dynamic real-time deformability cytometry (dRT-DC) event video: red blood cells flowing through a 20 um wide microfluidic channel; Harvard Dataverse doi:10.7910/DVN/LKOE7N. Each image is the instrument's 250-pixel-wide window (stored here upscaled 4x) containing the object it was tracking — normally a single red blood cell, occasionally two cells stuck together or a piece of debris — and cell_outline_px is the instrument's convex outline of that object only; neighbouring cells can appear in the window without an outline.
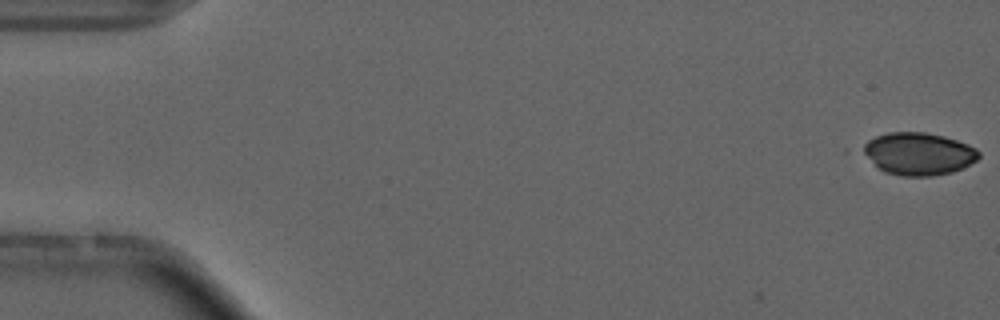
{"species": "common noctule bat (a hibernating species)", "species_latin": "Nyctalus noctula", "temperature_condition": "cold", "stored_images_in_passage": 5, "camera_frame_rate_fps": 3000, "um_per_image_px": 0.085, "animal": {"sex": "male", "forearm_length_mm": 52.5}, "frame": {"image": 1, "passage_image": 1, "time_ms": 0.0, "image_size_px": [1000, 320], "cell_outline_px": [[980, 156], [976, 160], [964, 168], [952, 172], [932, 176], [900, 176], [884, 172], [860, 152], [856, 148], [868, 140], [876, 136], [888, 132], [924, 132], [944, 136], [968, 144], [976, 148], [980, 152]], "centroid_in_image_um": [78.03, 13.07], "position_along_channel_um": 7.0, "area_um2": 29.07}}
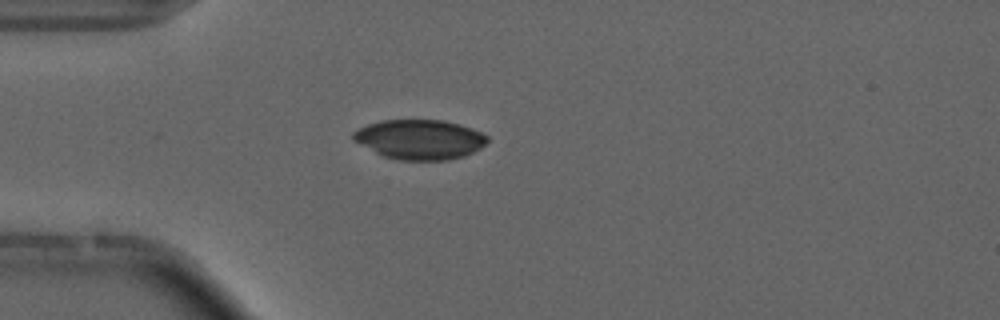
{"frame": {"image": 2, "passage_image": 4, "time_ms": 4.667, "image_size_px": [1000, 320], "cell_outline_px": [[488, 140], [480, 148], [464, 156], [448, 160], [400, 160], [384, 156], [352, 140], [352, 132], [368, 124], [380, 120], [444, 120], [460, 124], [472, 128], [488, 136]], "centroid_in_image_um": [35.68, 11.84], "position_along_channel_um": 49.3, "area_um2": 30.98}}